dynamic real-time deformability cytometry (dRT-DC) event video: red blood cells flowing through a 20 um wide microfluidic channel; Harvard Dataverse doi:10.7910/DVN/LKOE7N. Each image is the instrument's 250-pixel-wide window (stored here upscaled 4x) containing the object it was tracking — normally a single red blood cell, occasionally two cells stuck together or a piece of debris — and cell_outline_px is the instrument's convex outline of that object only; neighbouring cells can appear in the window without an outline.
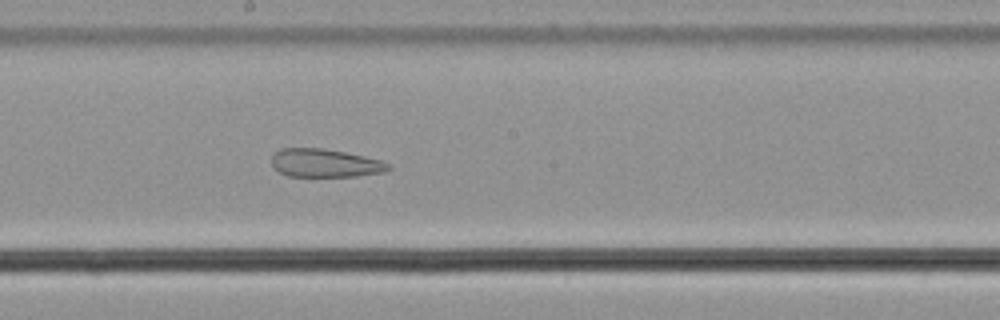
{"species": "common noctule bat (a hibernating species)", "species_latin": "Nyctalus noctula", "temperature_condition": "cold", "stored_images_in_passage": 56, "camera_frame_rate_fps": 3000, "um_per_image_px": 0.085, "animal": {"sex": "male", "body_mass_g": 21.5, "forearm_length_mm": 52.0}, "frame": {"image": 1, "passage_image": 31, "time_ms": 10.0, "image_size_px": [1000, 320], "cell_outline_px": [[392, 168], [384, 172], [356, 176], [288, 176], [272, 168], [272, 152], [280, 148], [320, 148], [344, 152], [364, 156], [380, 160], [392, 164]], "centroid_in_image_um": [27.61, 13.86], "position_along_channel_um": 220.6, "area_um2": 19.36}}
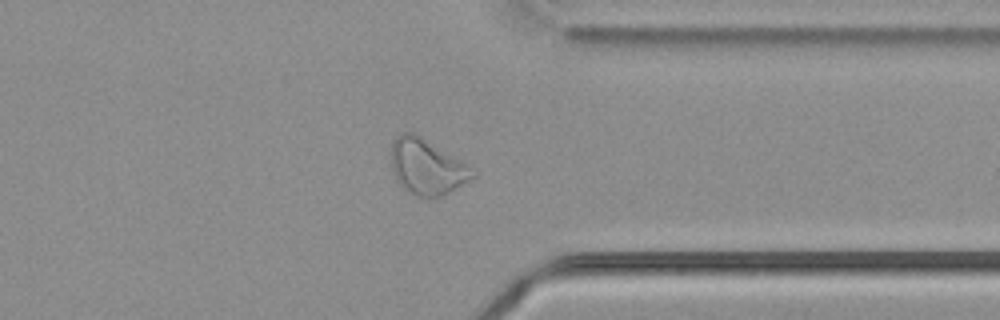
{"frame": {"image": 2, "passage_image": 44, "time_ms": 14.333, "image_size_px": [1000, 320], "cell_outline_px": [[476, 176], [448, 192], [440, 196], [416, 196], [408, 192], [396, 180], [392, 172], [392, 140], [400, 132], [412, 132], [460, 160], [476, 172]], "centroid_in_image_um": [36.24, 14.18], "position_along_channel_um": 375.2, "area_um2": 25.72}}
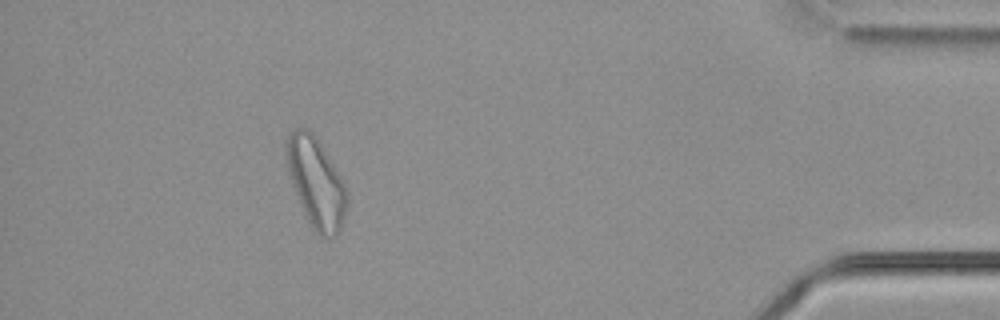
{"frame": {"image": 3, "passage_image": 51, "time_ms": 16.667, "image_size_px": [1000, 320], "cell_outline_px": [[348, 204], [340, 228], [336, 236], [328, 240], [324, 240], [312, 228], [300, 204], [292, 184], [288, 172], [288, 132], [296, 128], [308, 128], [316, 136], [336, 168], [344, 184], [348, 196]], "centroid_in_image_um": [26.9, 15.56], "position_along_channel_um": 408.3, "area_um2": 31.39}, "authors_computed_cell_mechanics": {"area_um2": 29.6225, "velocity_mm_per_s": 3.6314, "shape_relaxation_time_tau1_ms": null, "shape_relaxation_time_tau2_ms": 4.611, "deformation_change_tau1": null, "deformation_change_tau2": 0.1351}}